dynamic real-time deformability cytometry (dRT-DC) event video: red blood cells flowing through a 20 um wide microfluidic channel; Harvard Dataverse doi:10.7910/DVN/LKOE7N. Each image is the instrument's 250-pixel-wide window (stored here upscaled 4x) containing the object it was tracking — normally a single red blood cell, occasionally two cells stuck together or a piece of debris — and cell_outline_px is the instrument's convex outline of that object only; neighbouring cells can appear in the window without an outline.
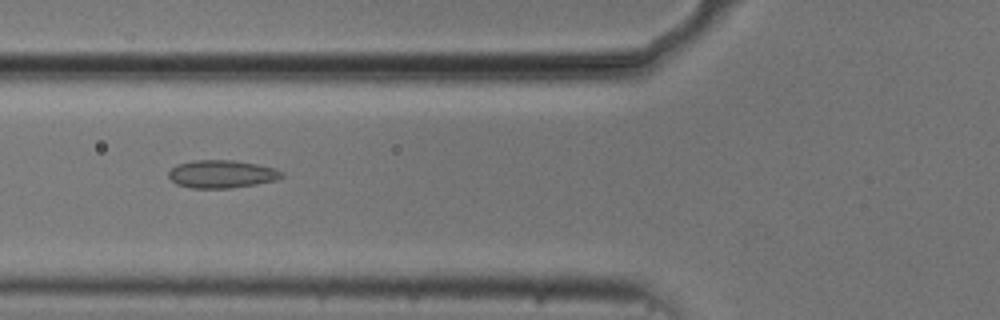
{"species": "common noctule bat (a hibernating species)", "species_latin": "Nyctalus noctula", "temperature_condition": "cold", "stored_images_in_passage": 39, "camera_frame_rate_fps": 3000, "um_per_image_px": 0.085, "animal": {"sex": "male", "body_mass_g": 20.5, "forearm_length_mm": 52.5}, "frame": {"image": 1, "passage_image": 5, "time_ms": 1.333, "image_size_px": [1000, 320], "cell_outline_px": [[284, 176], [276, 180], [256, 184], [228, 188], [192, 188], [176, 184], [168, 176], [168, 172], [176, 164], [192, 160], [232, 160], [256, 164], [276, 168], [284, 172]], "centroid_in_image_um": [18.85, 14.79], "position_along_channel_um": 107.0, "area_um2": 18.44}}
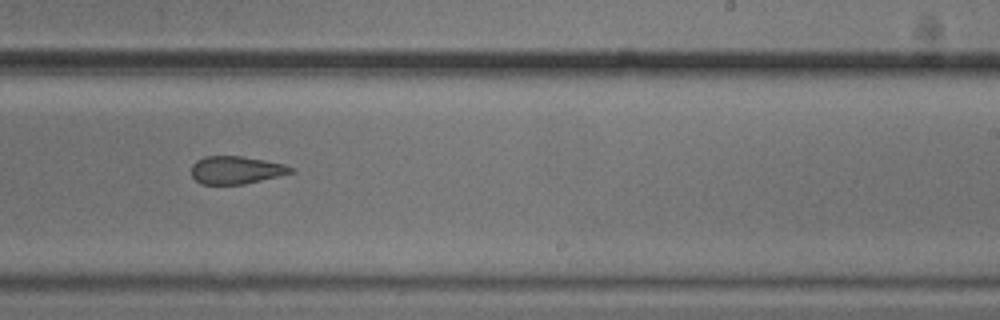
{"frame": {"image": 2, "passage_image": 18, "time_ms": 5.667, "image_size_px": [1000, 320], "cell_outline_px": [[296, 172], [244, 184], [200, 184], [192, 176], [192, 164], [196, 160], [204, 156], [244, 156], [284, 164], [296, 168]], "centroid_in_image_um": [20.09, 14.44], "position_along_channel_um": 268.9, "area_um2": 16.24}}
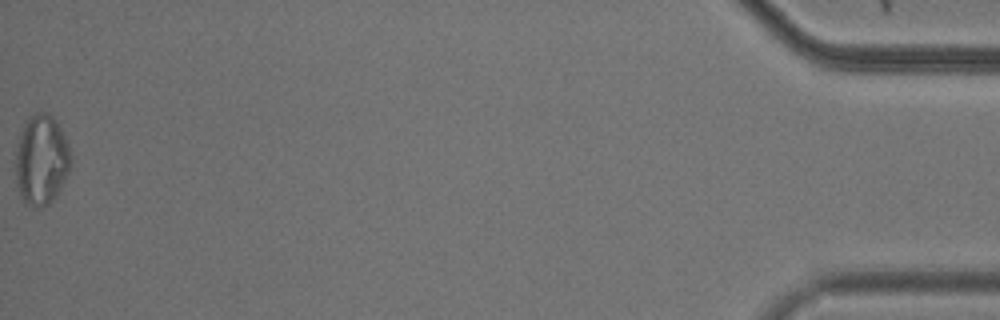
{"frame": {"image": 3, "passage_image": 39, "time_ms": 12.667, "image_size_px": [1000, 320], "cell_outline_px": [[72, 160], [68, 172], [56, 196], [48, 204], [40, 208], [36, 208], [24, 204], [16, 180], [16, 144], [24, 124], [28, 116], [36, 112], [48, 112], [56, 120], [68, 144]], "centroid_in_image_um": [3.51, 13.58], "position_along_channel_um": 431.7, "area_um2": 29.13}, "authors_computed_cell_mechanics": {"area_um2": 17.8602, "velocity_mm_per_s": 3.7269, "shape_relaxation_time_tau1_ms": null, "shape_relaxation_time_tau2_ms": 2.2367, "deformation_change_tau1": null, "deformation_change_tau2": 0.0849}}